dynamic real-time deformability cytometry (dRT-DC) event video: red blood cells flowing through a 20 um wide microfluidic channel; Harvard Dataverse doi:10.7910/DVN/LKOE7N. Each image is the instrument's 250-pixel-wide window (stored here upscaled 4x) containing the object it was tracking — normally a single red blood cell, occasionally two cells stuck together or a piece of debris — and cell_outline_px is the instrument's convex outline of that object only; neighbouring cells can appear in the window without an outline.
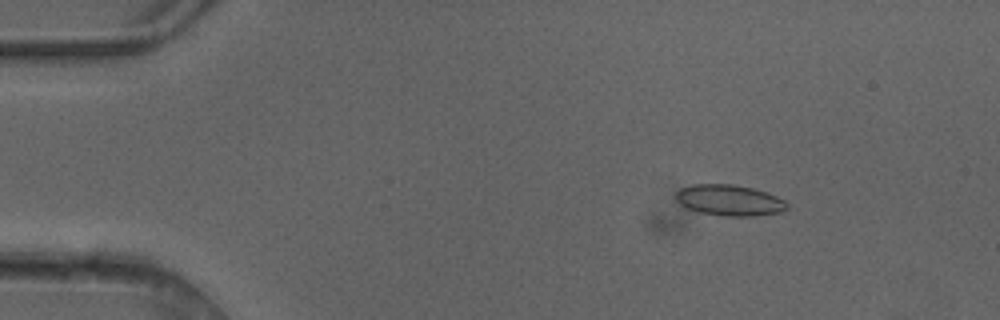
{"species": "common noctule bat (a hibernating species)", "species_latin": "Nyctalus noctula", "temperature_condition": "cold", "stored_images_in_passage": 4, "camera_frame_rate_fps": 3000, "um_per_image_px": 0.085, "animal": {"sex": "female"}, "frame": {"image": 1, "passage_image": 2, "time_ms": 0.333, "image_size_px": [1000, 320], "cell_outline_px": [[788, 208], [784, 212], [752, 216], [724, 216], [700, 212], [688, 208], [680, 204], [676, 200], [676, 192], [680, 188], [692, 184], [732, 184], [752, 188], [768, 192], [784, 200], [788, 204]], "centroid_in_image_um": [62.02, 17.02], "position_along_channel_um": 23.0, "area_um2": 20.17}}